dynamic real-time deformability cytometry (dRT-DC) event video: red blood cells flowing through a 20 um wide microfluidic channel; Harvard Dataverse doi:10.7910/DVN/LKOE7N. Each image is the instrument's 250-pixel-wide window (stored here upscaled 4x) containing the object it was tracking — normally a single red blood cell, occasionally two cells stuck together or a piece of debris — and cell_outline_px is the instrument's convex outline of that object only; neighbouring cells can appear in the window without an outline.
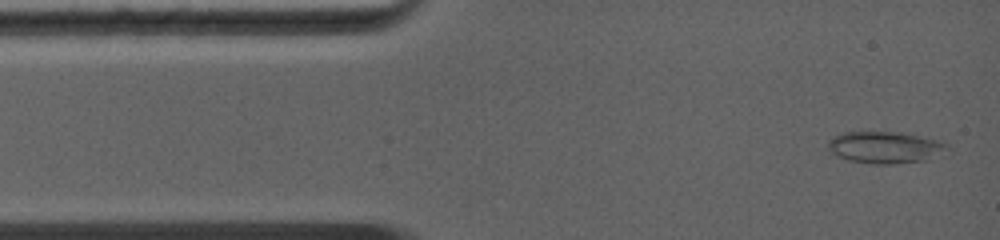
{"species": "common noctule bat (a hibernating species)", "species_latin": "Nyctalus noctula", "temperature_condition": "warm", "stored_images_in_passage": 5, "camera_frame_rate_fps": 5000, "um_per_image_px": 0.085, "animal": {"sex": "female", "body_mass_g": 19.0, "forearm_length_mm": 56.7}, "frame": {"image": 1, "passage_image": 1, "time_ms": 0.0, "image_size_px": [1000, 240], "cell_outline_px": [[952, 152], [928, 160], [892, 164], [872, 164], [848, 160], [836, 156], [828, 148], [828, 140], [832, 136], [844, 132], [900, 132], [944, 140], [952, 148]], "centroid_in_image_um": [75.36, 12.53], "position_along_channel_um": 9.6, "area_um2": 22.89}}